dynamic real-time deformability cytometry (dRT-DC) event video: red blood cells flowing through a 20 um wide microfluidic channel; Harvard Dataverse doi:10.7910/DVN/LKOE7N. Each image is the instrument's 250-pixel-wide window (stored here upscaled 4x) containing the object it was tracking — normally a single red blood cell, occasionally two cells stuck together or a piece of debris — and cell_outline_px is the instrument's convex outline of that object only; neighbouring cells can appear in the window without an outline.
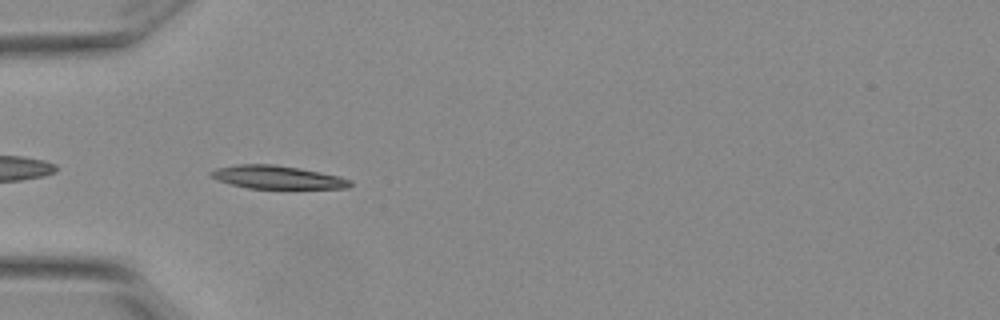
{"species": "Egyptian fruit bat (a non-hibernating species)", "species_latin": "Rousettus aegyptiacus", "temperature_condition": "warm", "stored_images_in_passage": 5, "segment_of_instrument_passage": [2, 2], "camera_frame_rate_fps": 3000, "um_per_image_px": 0.085, "animal": {"sex": "female"}, "frame": {"image": 1, "passage_image": 4, "time_ms": 1.0, "image_size_px": [1000, 320], "cell_outline_px": [[352, 184], [348, 188], [248, 188], [232, 184], [220, 180], [212, 176], [208, 172], [216, 168], [236, 164], [272, 164], [320, 172], [336, 176], [348, 180]], "centroid_in_image_um": [23.51, 15.06], "position_along_channel_um": 61.5, "area_um2": 18.26}}
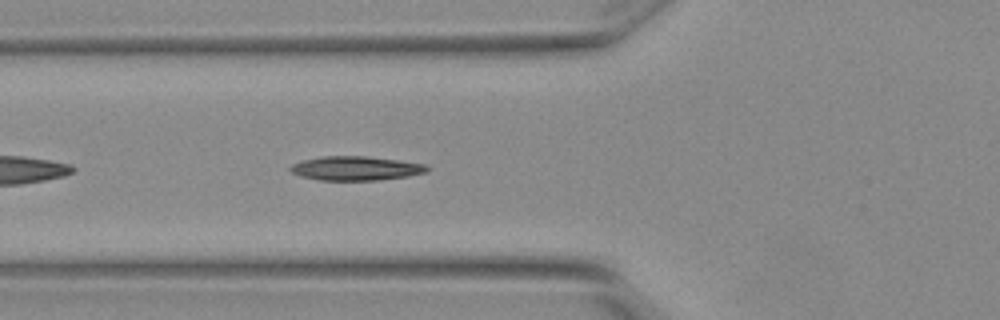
{"frame": {"image": 2, "passage_image": 5, "time_ms": 1.333, "image_size_px": [1000, 320], "cell_outline_px": [[428, 172], [408, 176], [376, 180], [320, 180], [300, 176], [292, 172], [288, 168], [292, 164], [304, 160], [320, 156], [368, 156], [424, 164], [428, 168]], "centroid_in_image_um": [30.21, 14.3], "position_along_channel_um": 95.6, "area_um2": 19.07}}